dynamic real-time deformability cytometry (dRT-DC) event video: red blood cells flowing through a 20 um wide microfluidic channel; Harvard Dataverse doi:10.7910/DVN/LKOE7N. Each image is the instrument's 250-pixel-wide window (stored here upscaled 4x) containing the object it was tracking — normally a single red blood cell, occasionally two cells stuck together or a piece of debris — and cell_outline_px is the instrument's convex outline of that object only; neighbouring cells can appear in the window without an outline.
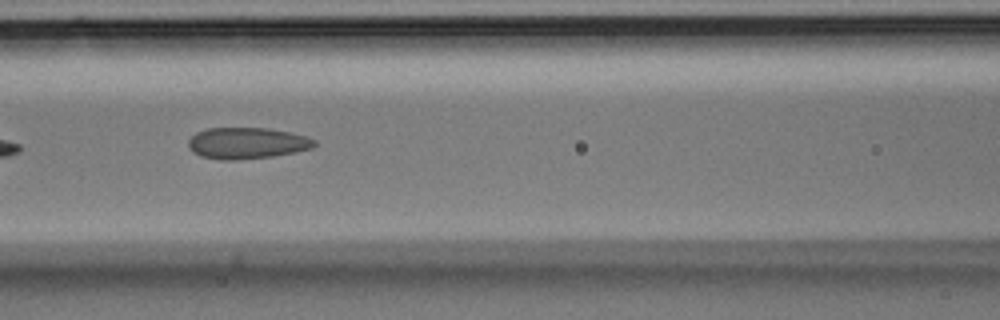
{"species": "Egyptian fruit bat (a non-hibernating species)", "species_latin": "Rousettus aegyptiacus", "temperature_condition": "room temperature", "stored_images_in_passage": 7, "camera_frame_rate_fps": 3000, "um_per_image_px": 0.085, "animal": {"sex": "male"}, "frame": {"image": 1, "passage_image": 5, "time_ms": 1.333, "image_size_px": [1000, 320], "cell_outline_px": [[316, 144], [312, 148], [296, 152], [272, 156], [236, 160], [220, 160], [200, 156], [192, 152], [188, 148], [188, 140], [196, 132], [208, 128], [268, 128], [308, 136], [316, 140]], "centroid_in_image_um": [20.98, 12.17], "position_along_channel_um": 145.6, "area_um2": 23.18}}
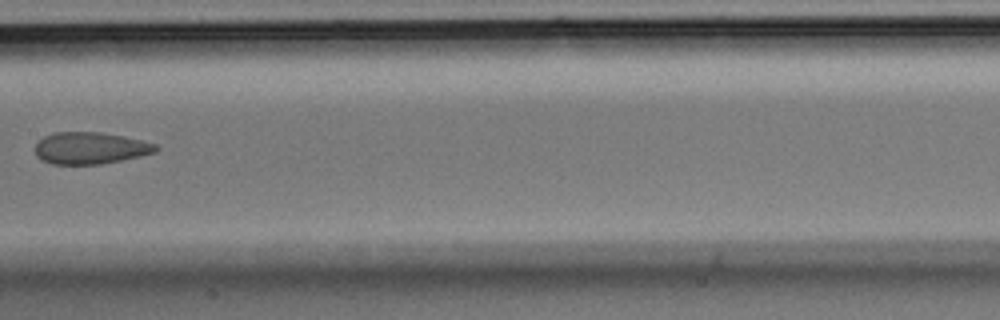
{"frame": {"image": 2, "passage_image": 6, "time_ms": 1.667, "image_size_px": [1000, 320], "cell_outline_px": [[160, 148], [156, 152], [124, 160], [100, 164], [52, 164], [40, 160], [36, 156], [32, 148], [36, 140], [52, 132], [100, 132], [124, 136], [156, 144]], "centroid_in_image_um": [7.61, 12.59], "position_along_channel_um": 199.8, "area_um2": 22.89}}
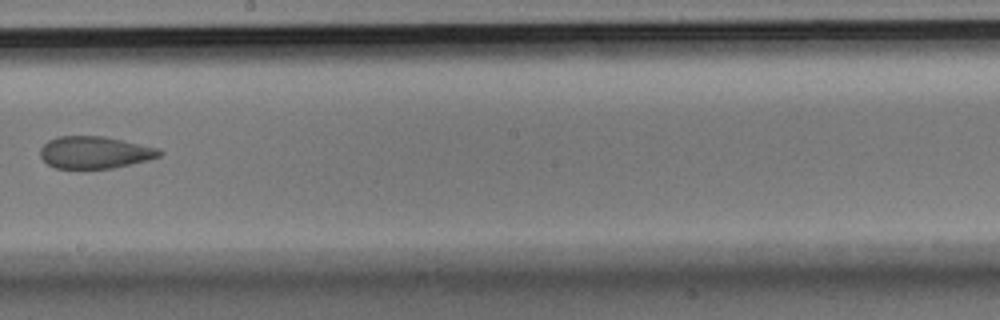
{"frame": {"image": 3, "passage_image": 7, "time_ms": 2.0, "image_size_px": [1000, 320], "cell_outline_px": [[164, 152], [160, 156], [148, 160], [112, 168], [56, 168], [48, 164], [40, 156], [40, 148], [48, 140], [56, 136], [104, 136], [160, 148]], "centroid_in_image_um": [8.07, 12.94], "position_along_channel_um": 240.1, "area_um2": 22.37}}